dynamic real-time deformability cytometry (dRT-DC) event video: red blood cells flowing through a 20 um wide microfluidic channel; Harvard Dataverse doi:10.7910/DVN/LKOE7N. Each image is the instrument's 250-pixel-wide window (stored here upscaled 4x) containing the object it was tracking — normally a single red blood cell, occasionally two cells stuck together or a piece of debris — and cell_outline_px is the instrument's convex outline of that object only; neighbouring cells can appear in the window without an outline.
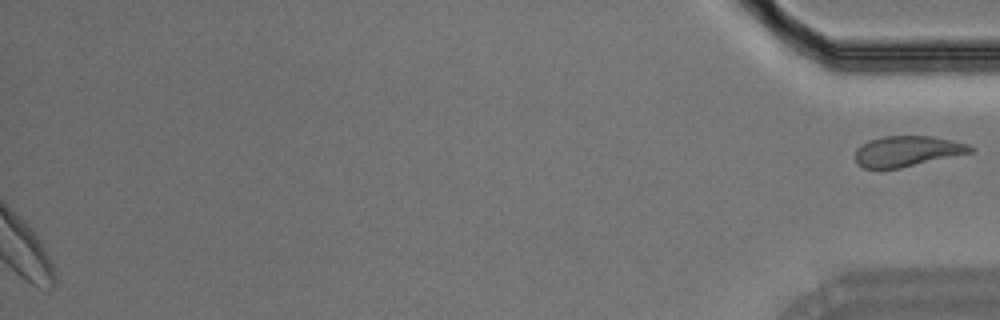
{"species": "Egyptian fruit bat (a non-hibernating species)", "species_latin": "Rousettus aegyptiacus", "temperature_condition": "room temperature", "stored_images_in_passage": 28, "segment_of_instrument_passage": [2, 2], "camera_frame_rate_fps": 3000, "um_per_image_px": 0.085, "animal": {"sex": "male"}, "frame": {"image": 1, "passage_image": 28, "time_ms": 9.0, "image_size_px": [1000, 320], "cell_outline_px": [[972, 152], [900, 168], [864, 168], [856, 164], [856, 148], [860, 144], [868, 140], [884, 136], [932, 136], [952, 140], [968, 144], [972, 148]], "centroid_in_image_um": [77.07, 12.84], "position_along_channel_um": 358.1, "area_um2": 20.4}}